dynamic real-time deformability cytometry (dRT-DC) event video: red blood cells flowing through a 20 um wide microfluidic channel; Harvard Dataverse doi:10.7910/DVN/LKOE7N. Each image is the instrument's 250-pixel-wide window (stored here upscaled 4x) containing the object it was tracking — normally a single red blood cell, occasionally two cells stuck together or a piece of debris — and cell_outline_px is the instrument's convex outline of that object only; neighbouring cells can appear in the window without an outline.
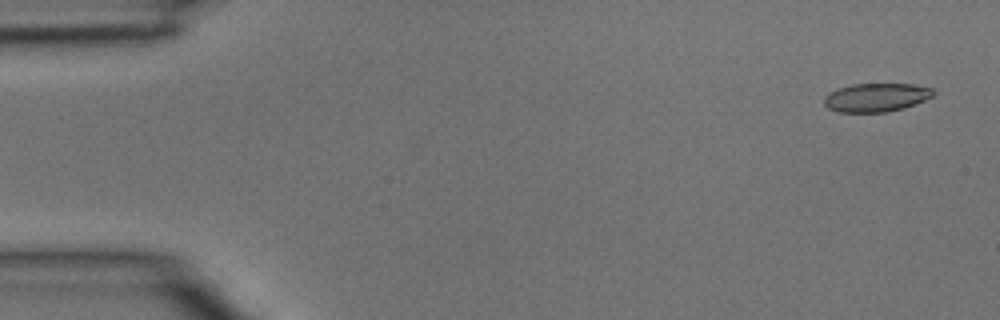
{"species": "common noctule bat (a hibernating species)", "species_latin": "Nyctalus noctula", "temperature_condition": "room temperature", "stored_images_in_passage": 3, "camera_frame_rate_fps": 3000, "um_per_image_px": 0.085, "animal": {"sex": "male", "body_mass_g": 15.6}, "frame": {"image": 1, "passage_image": 1, "time_ms": 0.0, "image_size_px": [1000, 320], "cell_outline_px": [[936, 92], [932, 96], [924, 100], [904, 108], [884, 112], [840, 112], [828, 108], [824, 104], [824, 96], [828, 92], [852, 84], [912, 84], [932, 88]], "centroid_in_image_um": [74.46, 8.28], "position_along_channel_um": 10.5, "area_um2": 18.09}}